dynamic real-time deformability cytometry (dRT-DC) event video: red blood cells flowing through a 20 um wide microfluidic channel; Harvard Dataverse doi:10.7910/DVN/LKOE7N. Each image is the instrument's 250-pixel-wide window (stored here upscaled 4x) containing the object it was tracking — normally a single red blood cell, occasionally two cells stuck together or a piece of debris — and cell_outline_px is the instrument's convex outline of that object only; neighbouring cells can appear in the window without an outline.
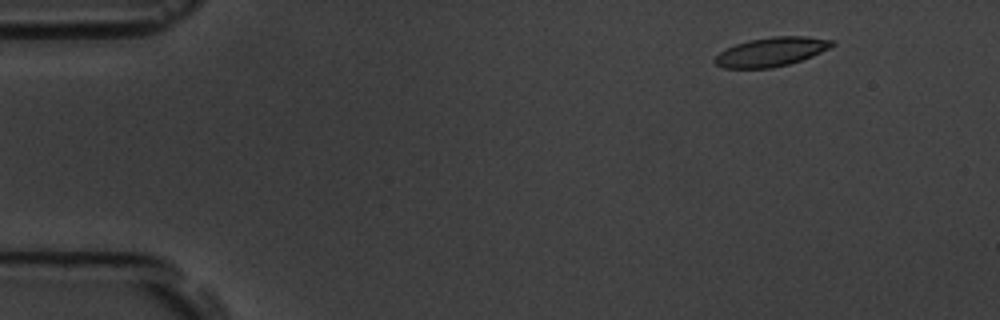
{"species": "common noctule bat (a hibernating species)", "species_latin": "Nyctalus noctula", "temperature_condition": "room temperature", "stored_images_in_passage": 4, "camera_frame_rate_fps": 3000, "um_per_image_px": 0.085, "animal": {"sex": "male", "body_mass_g": 19.5, "forearm_length_mm": 54.6}, "frame": {"image": 1, "passage_image": 1, "time_ms": 0.0, "image_size_px": [1000, 320], "cell_outline_px": [[836, 44], [812, 56], [788, 64], [772, 68], [720, 68], [712, 60], [720, 52], [736, 44], [748, 40], [772, 36], [808, 36], [836, 40]], "centroid_in_image_um": [65.56, 4.4], "position_along_channel_um": 19.4, "area_um2": 19.88}}
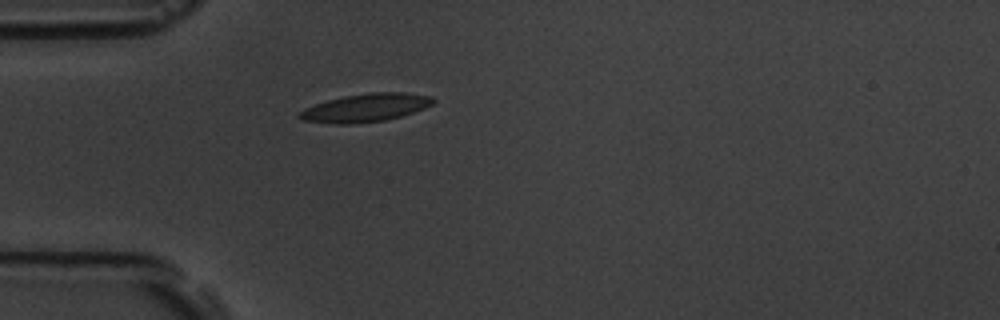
{"frame": {"image": 2, "passage_image": 4, "time_ms": 3.333, "image_size_px": [1000, 320], "cell_outline_px": [[436, 100], [432, 104], [424, 108], [400, 116], [384, 120], [352, 124], [336, 124], [304, 120], [296, 116], [304, 108], [328, 100], [344, 96], [372, 92], [404, 92], [432, 96]], "centroid_in_image_um": [31.08, 9.15], "position_along_channel_um": 53.9, "area_um2": 21.73}}